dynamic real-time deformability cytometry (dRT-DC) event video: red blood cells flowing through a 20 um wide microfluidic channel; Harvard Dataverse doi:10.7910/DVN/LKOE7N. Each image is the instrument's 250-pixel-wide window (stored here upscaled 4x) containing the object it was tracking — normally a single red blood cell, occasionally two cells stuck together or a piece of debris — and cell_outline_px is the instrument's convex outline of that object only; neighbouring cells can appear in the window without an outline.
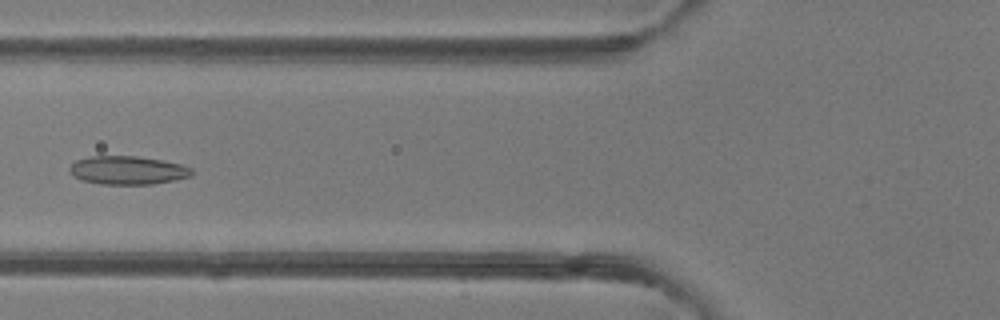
{"species": "common noctule bat (a hibernating species)", "species_latin": "Nyctalus noctula", "temperature_condition": "room temperature", "stored_images_in_passage": 6, "camera_frame_rate_fps": 3000, "um_per_image_px": 0.085, "animal": {"sex": "female"}, "frame": {"image": 1, "passage_image": 5, "time_ms": 5.667, "image_size_px": [1000, 320], "cell_outline_px": [[192, 176], [176, 180], [152, 184], [100, 184], [80, 180], [72, 176], [68, 172], [68, 168], [76, 160], [88, 156], [136, 156], [160, 160], [180, 164], [192, 168]], "centroid_in_image_um": [10.8, 14.48], "position_along_channel_um": 115.0, "area_um2": 20.4}}
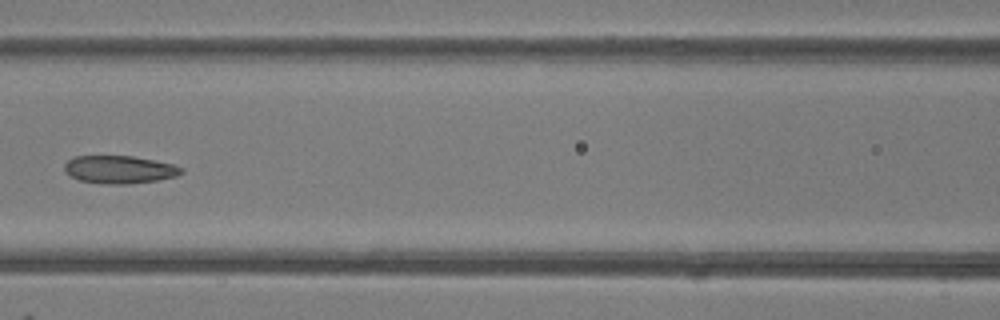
{"frame": {"image": 2, "passage_image": 6, "time_ms": 6.667, "image_size_px": [1000, 320], "cell_outline_px": [[184, 172], [176, 176], [156, 180], [128, 184], [100, 184], [80, 180], [64, 172], [64, 164], [68, 160], [76, 156], [132, 156], [172, 164], [184, 168]], "centroid_in_image_um": [10.14, 14.41], "position_along_channel_um": 156.5, "area_um2": 18.9}}